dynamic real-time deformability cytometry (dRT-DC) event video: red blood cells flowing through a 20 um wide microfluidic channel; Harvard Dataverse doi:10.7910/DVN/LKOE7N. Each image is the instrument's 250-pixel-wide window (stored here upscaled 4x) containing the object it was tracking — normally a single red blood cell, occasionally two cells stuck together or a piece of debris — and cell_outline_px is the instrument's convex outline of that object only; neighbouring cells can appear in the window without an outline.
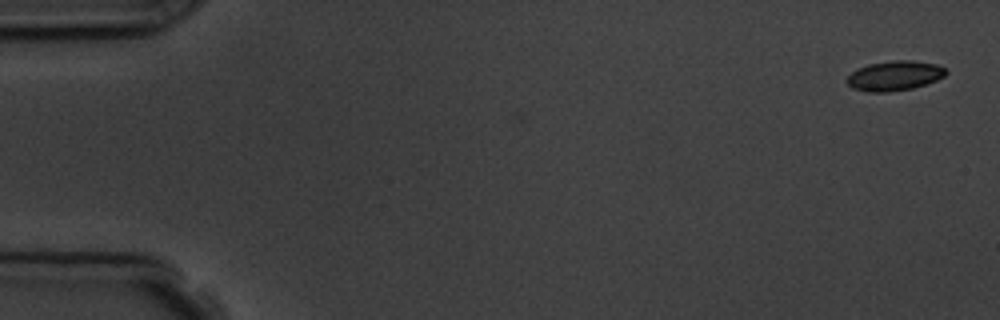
{"species": "common noctule bat (a hibernating species)", "species_latin": "Nyctalus noctula", "temperature_condition": "room temperature", "stored_images_in_passage": 2, "camera_frame_rate_fps": 3000, "um_per_image_px": 0.085, "animal": {"sex": "male", "body_mass_g": 19.5, "forearm_length_mm": 54.6}, "frame": {"image": 1, "passage_image": 2, "time_ms": 1.0, "image_size_px": [1000, 320], "cell_outline_px": [[948, 72], [944, 76], [936, 80], [912, 88], [888, 92], [868, 92], [852, 88], [848, 84], [848, 76], [852, 72], [868, 64], [896, 60], [912, 60], [936, 64], [944, 68]], "centroid_in_image_um": [76.04, 6.44], "position_along_channel_um": 9.0, "area_um2": 16.94}}